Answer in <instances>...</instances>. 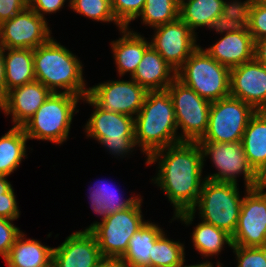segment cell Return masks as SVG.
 I'll return each instance as SVG.
<instances>
[{"mask_svg": "<svg viewBox=\"0 0 266 267\" xmlns=\"http://www.w3.org/2000/svg\"><path fill=\"white\" fill-rule=\"evenodd\" d=\"M252 188L257 192L266 194V164L255 171V182Z\"/></svg>", "mask_w": 266, "mask_h": 267, "instance_id": "40", "label": "cell"}, {"mask_svg": "<svg viewBox=\"0 0 266 267\" xmlns=\"http://www.w3.org/2000/svg\"><path fill=\"white\" fill-rule=\"evenodd\" d=\"M256 110L240 99L228 96L211 102L207 131L199 141L239 142Z\"/></svg>", "mask_w": 266, "mask_h": 267, "instance_id": "10", "label": "cell"}, {"mask_svg": "<svg viewBox=\"0 0 266 267\" xmlns=\"http://www.w3.org/2000/svg\"><path fill=\"white\" fill-rule=\"evenodd\" d=\"M97 267H129L120 258H103Z\"/></svg>", "mask_w": 266, "mask_h": 267, "instance_id": "43", "label": "cell"}, {"mask_svg": "<svg viewBox=\"0 0 266 267\" xmlns=\"http://www.w3.org/2000/svg\"><path fill=\"white\" fill-rule=\"evenodd\" d=\"M4 65L7 93L13 88L36 80L33 49H4Z\"/></svg>", "mask_w": 266, "mask_h": 267, "instance_id": "27", "label": "cell"}, {"mask_svg": "<svg viewBox=\"0 0 266 267\" xmlns=\"http://www.w3.org/2000/svg\"><path fill=\"white\" fill-rule=\"evenodd\" d=\"M81 101L94 108L92 115L83 127L86 138L97 140L107 149V152L109 151L111 155H114V158L128 157L135 147L137 148L134 117L105 110L89 95L82 98Z\"/></svg>", "mask_w": 266, "mask_h": 267, "instance_id": "6", "label": "cell"}, {"mask_svg": "<svg viewBox=\"0 0 266 267\" xmlns=\"http://www.w3.org/2000/svg\"><path fill=\"white\" fill-rule=\"evenodd\" d=\"M193 229L191 242L193 248L199 252V254L207 259L213 256H218L222 250H225V245L228 248H232V237L226 231L215 227L204 221H199ZM216 255V256H215Z\"/></svg>", "mask_w": 266, "mask_h": 267, "instance_id": "29", "label": "cell"}, {"mask_svg": "<svg viewBox=\"0 0 266 267\" xmlns=\"http://www.w3.org/2000/svg\"><path fill=\"white\" fill-rule=\"evenodd\" d=\"M198 143L202 150L203 161L206 162L209 156L208 158L213 162L212 166L218 171L206 175L205 179L238 184L237 177L239 178L240 175H243L244 187H253L255 171L247 160L242 141L229 143L198 141Z\"/></svg>", "mask_w": 266, "mask_h": 267, "instance_id": "11", "label": "cell"}, {"mask_svg": "<svg viewBox=\"0 0 266 267\" xmlns=\"http://www.w3.org/2000/svg\"><path fill=\"white\" fill-rule=\"evenodd\" d=\"M129 28L120 29L119 39L111 41L113 60L120 78L129 73L134 74L143 58L145 50L150 46V41L141 33ZM127 73V74H126Z\"/></svg>", "mask_w": 266, "mask_h": 267, "instance_id": "21", "label": "cell"}, {"mask_svg": "<svg viewBox=\"0 0 266 267\" xmlns=\"http://www.w3.org/2000/svg\"><path fill=\"white\" fill-rule=\"evenodd\" d=\"M80 100L74 94L52 93L22 126L28 140L50 141L61 146L69 137Z\"/></svg>", "mask_w": 266, "mask_h": 267, "instance_id": "5", "label": "cell"}, {"mask_svg": "<svg viewBox=\"0 0 266 267\" xmlns=\"http://www.w3.org/2000/svg\"><path fill=\"white\" fill-rule=\"evenodd\" d=\"M163 233L152 247L150 267H180L186 261L185 245Z\"/></svg>", "mask_w": 266, "mask_h": 267, "instance_id": "30", "label": "cell"}, {"mask_svg": "<svg viewBox=\"0 0 266 267\" xmlns=\"http://www.w3.org/2000/svg\"><path fill=\"white\" fill-rule=\"evenodd\" d=\"M146 0H111V7L116 20L128 28L131 21L137 19Z\"/></svg>", "mask_w": 266, "mask_h": 267, "instance_id": "34", "label": "cell"}, {"mask_svg": "<svg viewBox=\"0 0 266 267\" xmlns=\"http://www.w3.org/2000/svg\"><path fill=\"white\" fill-rule=\"evenodd\" d=\"M131 78L147 91L166 90L176 78V71L149 46Z\"/></svg>", "mask_w": 266, "mask_h": 267, "instance_id": "22", "label": "cell"}, {"mask_svg": "<svg viewBox=\"0 0 266 267\" xmlns=\"http://www.w3.org/2000/svg\"><path fill=\"white\" fill-rule=\"evenodd\" d=\"M230 96L266 111V66L253 59L231 68Z\"/></svg>", "mask_w": 266, "mask_h": 267, "instance_id": "18", "label": "cell"}, {"mask_svg": "<svg viewBox=\"0 0 266 267\" xmlns=\"http://www.w3.org/2000/svg\"><path fill=\"white\" fill-rule=\"evenodd\" d=\"M51 94L46 86L34 80L8 91L2 100V112L12 116L13 126L22 127Z\"/></svg>", "mask_w": 266, "mask_h": 267, "instance_id": "20", "label": "cell"}, {"mask_svg": "<svg viewBox=\"0 0 266 267\" xmlns=\"http://www.w3.org/2000/svg\"><path fill=\"white\" fill-rule=\"evenodd\" d=\"M215 32L223 37L203 50L218 63L231 69L254 59V40L239 17L218 27Z\"/></svg>", "mask_w": 266, "mask_h": 267, "instance_id": "14", "label": "cell"}, {"mask_svg": "<svg viewBox=\"0 0 266 267\" xmlns=\"http://www.w3.org/2000/svg\"><path fill=\"white\" fill-rule=\"evenodd\" d=\"M152 46L177 71L200 46L198 35L179 17L175 21L152 28Z\"/></svg>", "mask_w": 266, "mask_h": 267, "instance_id": "12", "label": "cell"}, {"mask_svg": "<svg viewBox=\"0 0 266 267\" xmlns=\"http://www.w3.org/2000/svg\"><path fill=\"white\" fill-rule=\"evenodd\" d=\"M88 95L105 110L135 117L143 106L147 90L130 77L93 85Z\"/></svg>", "mask_w": 266, "mask_h": 267, "instance_id": "15", "label": "cell"}, {"mask_svg": "<svg viewBox=\"0 0 266 267\" xmlns=\"http://www.w3.org/2000/svg\"><path fill=\"white\" fill-rule=\"evenodd\" d=\"M142 197L126 210L109 214L100 222L94 221L85 230L96 237L103 258H121L131 237L146 221L143 219Z\"/></svg>", "mask_w": 266, "mask_h": 267, "instance_id": "8", "label": "cell"}, {"mask_svg": "<svg viewBox=\"0 0 266 267\" xmlns=\"http://www.w3.org/2000/svg\"><path fill=\"white\" fill-rule=\"evenodd\" d=\"M18 202L14 189L8 193L0 194V218L17 220L20 217Z\"/></svg>", "mask_w": 266, "mask_h": 267, "instance_id": "37", "label": "cell"}, {"mask_svg": "<svg viewBox=\"0 0 266 267\" xmlns=\"http://www.w3.org/2000/svg\"><path fill=\"white\" fill-rule=\"evenodd\" d=\"M7 95L5 83L4 48L0 45V98L3 100Z\"/></svg>", "mask_w": 266, "mask_h": 267, "instance_id": "42", "label": "cell"}, {"mask_svg": "<svg viewBox=\"0 0 266 267\" xmlns=\"http://www.w3.org/2000/svg\"><path fill=\"white\" fill-rule=\"evenodd\" d=\"M254 59L266 66V38L254 41Z\"/></svg>", "mask_w": 266, "mask_h": 267, "instance_id": "41", "label": "cell"}, {"mask_svg": "<svg viewBox=\"0 0 266 267\" xmlns=\"http://www.w3.org/2000/svg\"><path fill=\"white\" fill-rule=\"evenodd\" d=\"M158 170L151 179L168 198L174 215L190 210L200 196L205 177V162L198 142L182 141L160 149L146 158L145 164H156Z\"/></svg>", "mask_w": 266, "mask_h": 267, "instance_id": "1", "label": "cell"}, {"mask_svg": "<svg viewBox=\"0 0 266 267\" xmlns=\"http://www.w3.org/2000/svg\"><path fill=\"white\" fill-rule=\"evenodd\" d=\"M238 224L232 244L242 247H266V194L245 188Z\"/></svg>", "mask_w": 266, "mask_h": 267, "instance_id": "16", "label": "cell"}, {"mask_svg": "<svg viewBox=\"0 0 266 267\" xmlns=\"http://www.w3.org/2000/svg\"><path fill=\"white\" fill-rule=\"evenodd\" d=\"M0 110H2V99L0 98Z\"/></svg>", "mask_w": 266, "mask_h": 267, "instance_id": "46", "label": "cell"}, {"mask_svg": "<svg viewBox=\"0 0 266 267\" xmlns=\"http://www.w3.org/2000/svg\"><path fill=\"white\" fill-rule=\"evenodd\" d=\"M230 1V2H229ZM185 0L180 4L179 17L195 32L200 28L215 30L238 17L239 0Z\"/></svg>", "mask_w": 266, "mask_h": 267, "instance_id": "17", "label": "cell"}, {"mask_svg": "<svg viewBox=\"0 0 266 267\" xmlns=\"http://www.w3.org/2000/svg\"><path fill=\"white\" fill-rule=\"evenodd\" d=\"M236 267H266V247H242L233 245Z\"/></svg>", "mask_w": 266, "mask_h": 267, "instance_id": "35", "label": "cell"}, {"mask_svg": "<svg viewBox=\"0 0 266 267\" xmlns=\"http://www.w3.org/2000/svg\"><path fill=\"white\" fill-rule=\"evenodd\" d=\"M230 70L200 45L176 71V78L203 99L215 102L230 96Z\"/></svg>", "mask_w": 266, "mask_h": 267, "instance_id": "7", "label": "cell"}, {"mask_svg": "<svg viewBox=\"0 0 266 267\" xmlns=\"http://www.w3.org/2000/svg\"><path fill=\"white\" fill-rule=\"evenodd\" d=\"M238 185L205 179L196 204L190 210L173 216L171 221L180 220L189 226L193 224L198 210L201 221L212 224L232 236L238 224L243 200Z\"/></svg>", "mask_w": 266, "mask_h": 267, "instance_id": "4", "label": "cell"}, {"mask_svg": "<svg viewBox=\"0 0 266 267\" xmlns=\"http://www.w3.org/2000/svg\"><path fill=\"white\" fill-rule=\"evenodd\" d=\"M103 256L90 230L75 231L53 249V267H97Z\"/></svg>", "mask_w": 266, "mask_h": 267, "instance_id": "19", "label": "cell"}, {"mask_svg": "<svg viewBox=\"0 0 266 267\" xmlns=\"http://www.w3.org/2000/svg\"><path fill=\"white\" fill-rule=\"evenodd\" d=\"M107 181L98 180L89 188L90 207L93 213L102 217L101 220L109 214L128 209L141 198L138 194L123 198L122 192L119 193L116 186L109 184L110 182Z\"/></svg>", "mask_w": 266, "mask_h": 267, "instance_id": "24", "label": "cell"}, {"mask_svg": "<svg viewBox=\"0 0 266 267\" xmlns=\"http://www.w3.org/2000/svg\"><path fill=\"white\" fill-rule=\"evenodd\" d=\"M181 141L198 142L206 133L211 102L175 78L167 87Z\"/></svg>", "mask_w": 266, "mask_h": 267, "instance_id": "9", "label": "cell"}, {"mask_svg": "<svg viewBox=\"0 0 266 267\" xmlns=\"http://www.w3.org/2000/svg\"><path fill=\"white\" fill-rule=\"evenodd\" d=\"M14 220L0 218V256L5 259L15 240L22 233L19 227L13 223Z\"/></svg>", "mask_w": 266, "mask_h": 267, "instance_id": "36", "label": "cell"}, {"mask_svg": "<svg viewBox=\"0 0 266 267\" xmlns=\"http://www.w3.org/2000/svg\"><path fill=\"white\" fill-rule=\"evenodd\" d=\"M33 60L36 80L52 93L74 94L81 99L89 94L82 62L54 37L33 49Z\"/></svg>", "mask_w": 266, "mask_h": 267, "instance_id": "2", "label": "cell"}, {"mask_svg": "<svg viewBox=\"0 0 266 267\" xmlns=\"http://www.w3.org/2000/svg\"><path fill=\"white\" fill-rule=\"evenodd\" d=\"M134 132L137 148L147 158L160 149L182 142L167 89L147 91L143 106L134 117Z\"/></svg>", "mask_w": 266, "mask_h": 267, "instance_id": "3", "label": "cell"}, {"mask_svg": "<svg viewBox=\"0 0 266 267\" xmlns=\"http://www.w3.org/2000/svg\"><path fill=\"white\" fill-rule=\"evenodd\" d=\"M22 232L15 240L9 254L4 259L7 267H50L53 260V249L40 240L26 239Z\"/></svg>", "mask_w": 266, "mask_h": 267, "instance_id": "23", "label": "cell"}, {"mask_svg": "<svg viewBox=\"0 0 266 267\" xmlns=\"http://www.w3.org/2000/svg\"><path fill=\"white\" fill-rule=\"evenodd\" d=\"M68 7L73 12L88 17L93 21L112 23L123 29L124 27L116 20L111 7V0H70Z\"/></svg>", "mask_w": 266, "mask_h": 267, "instance_id": "33", "label": "cell"}, {"mask_svg": "<svg viewBox=\"0 0 266 267\" xmlns=\"http://www.w3.org/2000/svg\"><path fill=\"white\" fill-rule=\"evenodd\" d=\"M250 166L257 171L266 164V111H256L250 118L242 138Z\"/></svg>", "mask_w": 266, "mask_h": 267, "instance_id": "26", "label": "cell"}, {"mask_svg": "<svg viewBox=\"0 0 266 267\" xmlns=\"http://www.w3.org/2000/svg\"><path fill=\"white\" fill-rule=\"evenodd\" d=\"M66 1L68 0H28V7L46 19L45 15L59 12Z\"/></svg>", "mask_w": 266, "mask_h": 267, "instance_id": "38", "label": "cell"}, {"mask_svg": "<svg viewBox=\"0 0 266 267\" xmlns=\"http://www.w3.org/2000/svg\"><path fill=\"white\" fill-rule=\"evenodd\" d=\"M179 4H181L185 0H176Z\"/></svg>", "mask_w": 266, "mask_h": 267, "instance_id": "47", "label": "cell"}, {"mask_svg": "<svg viewBox=\"0 0 266 267\" xmlns=\"http://www.w3.org/2000/svg\"><path fill=\"white\" fill-rule=\"evenodd\" d=\"M48 25L46 19L27 6L0 24V45L4 49H35L52 37Z\"/></svg>", "mask_w": 266, "mask_h": 267, "instance_id": "13", "label": "cell"}, {"mask_svg": "<svg viewBox=\"0 0 266 267\" xmlns=\"http://www.w3.org/2000/svg\"><path fill=\"white\" fill-rule=\"evenodd\" d=\"M238 17L247 26L254 41L266 38V4L264 2L239 0Z\"/></svg>", "mask_w": 266, "mask_h": 267, "instance_id": "32", "label": "cell"}, {"mask_svg": "<svg viewBox=\"0 0 266 267\" xmlns=\"http://www.w3.org/2000/svg\"><path fill=\"white\" fill-rule=\"evenodd\" d=\"M180 4L176 0H146L139 14L140 21L152 28L179 18Z\"/></svg>", "mask_w": 266, "mask_h": 267, "instance_id": "31", "label": "cell"}, {"mask_svg": "<svg viewBox=\"0 0 266 267\" xmlns=\"http://www.w3.org/2000/svg\"><path fill=\"white\" fill-rule=\"evenodd\" d=\"M214 263L208 261L200 263L199 261L196 262V264L186 265L185 261L180 267H224L223 264L218 260L216 262V266L213 265Z\"/></svg>", "mask_w": 266, "mask_h": 267, "instance_id": "45", "label": "cell"}, {"mask_svg": "<svg viewBox=\"0 0 266 267\" xmlns=\"http://www.w3.org/2000/svg\"><path fill=\"white\" fill-rule=\"evenodd\" d=\"M28 6V0H0V24Z\"/></svg>", "mask_w": 266, "mask_h": 267, "instance_id": "39", "label": "cell"}, {"mask_svg": "<svg viewBox=\"0 0 266 267\" xmlns=\"http://www.w3.org/2000/svg\"><path fill=\"white\" fill-rule=\"evenodd\" d=\"M159 224L146 220L129 241L120 258L129 267H150V256L155 241L164 233Z\"/></svg>", "mask_w": 266, "mask_h": 267, "instance_id": "25", "label": "cell"}, {"mask_svg": "<svg viewBox=\"0 0 266 267\" xmlns=\"http://www.w3.org/2000/svg\"><path fill=\"white\" fill-rule=\"evenodd\" d=\"M28 137L23 127L13 126L0 137V175L9 176L28 158Z\"/></svg>", "mask_w": 266, "mask_h": 267, "instance_id": "28", "label": "cell"}, {"mask_svg": "<svg viewBox=\"0 0 266 267\" xmlns=\"http://www.w3.org/2000/svg\"><path fill=\"white\" fill-rule=\"evenodd\" d=\"M8 176L0 175V194L8 193L12 188V184L7 180Z\"/></svg>", "mask_w": 266, "mask_h": 267, "instance_id": "44", "label": "cell"}]
</instances>
